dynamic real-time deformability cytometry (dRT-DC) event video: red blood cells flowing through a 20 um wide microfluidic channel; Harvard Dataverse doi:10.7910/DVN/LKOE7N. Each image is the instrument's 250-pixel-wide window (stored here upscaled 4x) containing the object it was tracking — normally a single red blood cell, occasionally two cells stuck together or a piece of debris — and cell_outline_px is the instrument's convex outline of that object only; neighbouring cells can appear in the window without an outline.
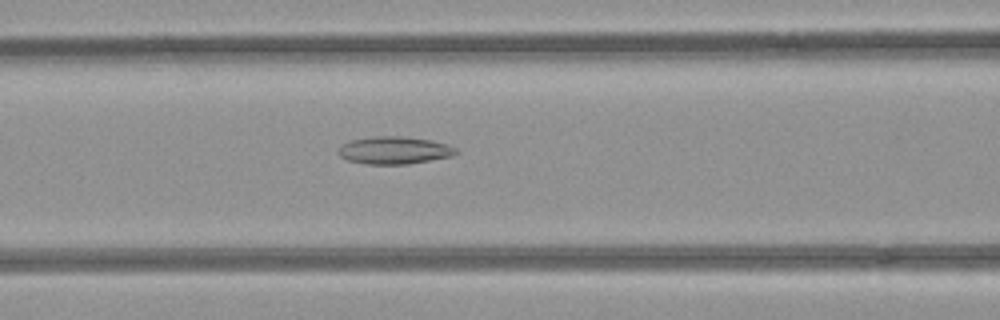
{"species": "common noctule bat (a hibernating species)", "species_latin": "Nyctalus noctula", "temperature_condition": "room temperature", "stored_images_in_passage": 52, "camera_frame_rate_fps": 3000, "um_per_image_px": 0.085, "animal": {"sex": "female", "body_mass_g": 21.9}, "frame": {"image": 1, "passage_image": 22, "time_ms": 7.0, "image_size_px": [1000, 320], "cell_outline_px": [[460, 152], [452, 156], [408, 164], [364, 164], [348, 160], [340, 156], [336, 152], [340, 144], [348, 140], [372, 136], [404, 136], [432, 140], [448, 144], [456, 148]], "centroid_in_image_um": [33.48, 12.76], "position_along_channel_um": 133.1, "area_um2": 19.25}}
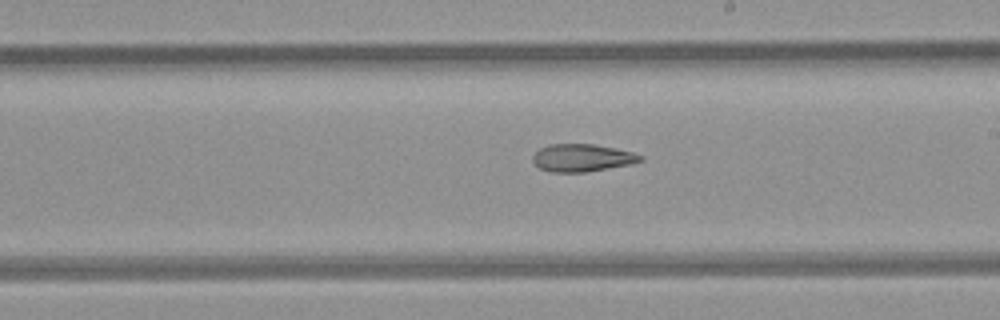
{"frame": {"image": 2, "passage_image": 30, "time_ms": 9.667, "image_size_px": [1000, 320], "cell_outline_px": [[644, 160], [632, 164], [584, 172], [552, 172], [540, 168], [532, 160], [532, 156], [540, 148], [548, 144], [592, 144], [616, 148], [632, 152], [644, 156]], "centroid_in_image_um": [49.5, 13.41], "position_along_channel_um": 239.5, "area_um2": 17.28}}
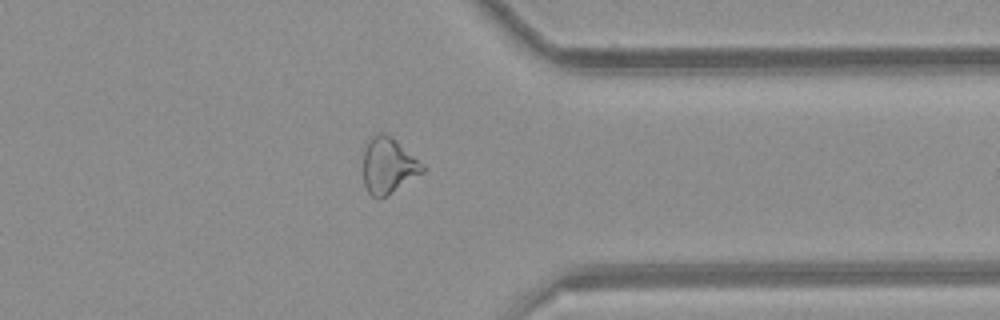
{"frame": {"image": 3, "passage_image": 41, "time_ms": 13.333, "image_size_px": [1000, 320], "cell_outline_px": [[424, 172], [384, 196], [376, 200], [368, 192], [364, 184], [364, 148], [368, 140], [372, 136], [380, 132], [388, 136], [424, 164]], "centroid_in_image_um": [32.97, 14.1], "position_along_channel_um": 378.4, "area_um2": 18.73}, "authors_computed_cell_mechanics": {"area_um2": 20.9814, "velocity_mm_per_s": 3.994, "shape_relaxation_time_tau1_ms": null, "shape_relaxation_time_tau2_ms": 6.0395, "deformation_change_tau1": null, "deformation_change_tau2": 0.1663}}